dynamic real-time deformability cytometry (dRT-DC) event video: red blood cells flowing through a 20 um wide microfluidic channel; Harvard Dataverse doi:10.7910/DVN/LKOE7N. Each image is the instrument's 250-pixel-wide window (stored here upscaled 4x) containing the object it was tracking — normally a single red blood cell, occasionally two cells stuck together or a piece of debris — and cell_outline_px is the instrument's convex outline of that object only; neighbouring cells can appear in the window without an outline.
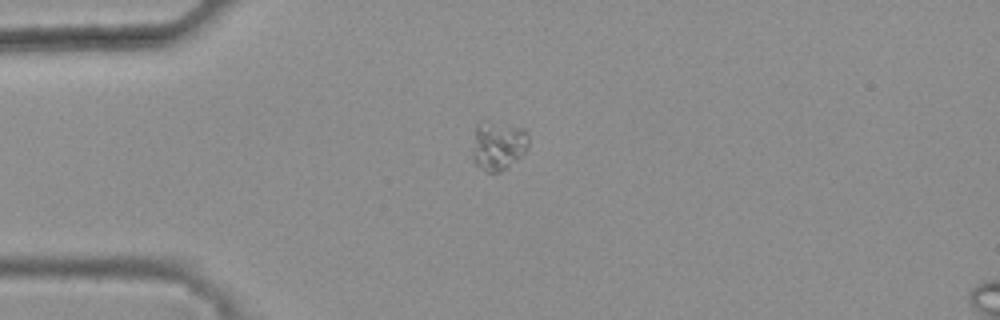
{"species": "common noctule bat (a hibernating species)", "species_latin": "Nyctalus noctula", "temperature_condition": "warm", "stored_images_in_passage": 35, "camera_frame_rate_fps": 3000, "um_per_image_px": 0.085, "animal": {"sex": "female", "body_mass_g": 25.1}, "frame": {"image": 1, "passage_image": 1, "time_ms": 0.0, "image_size_px": [1000, 320], "cell_outline_px": [[528, 148], [520, 156], [500, 172], [488, 172], [480, 168], [476, 164], [472, 156], [476, 124], [484, 120], [488, 120], [524, 128], [528, 132]], "centroid_in_image_um": [42.34, 12.33], "position_along_channel_um": 42.7, "area_um2": 16.07}}
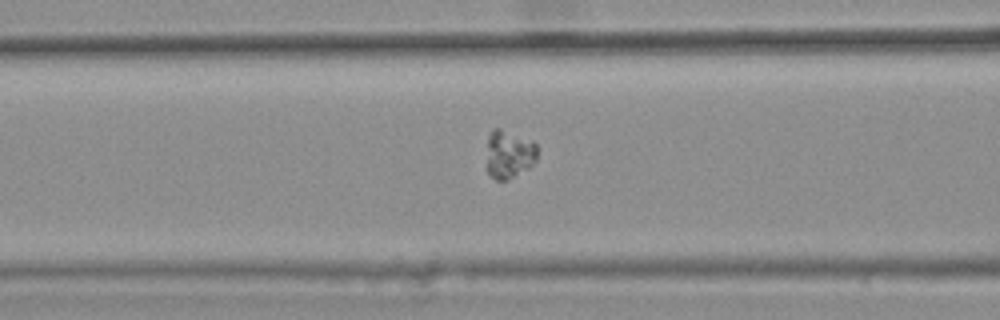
{"frame": {"image": 2, "passage_image": 9, "time_ms": 2.667, "image_size_px": [1000, 320], "cell_outline_px": [[536, 160], [528, 168], [508, 180], [496, 180], [484, 168], [488, 136], [492, 128], [500, 128], [532, 140], [536, 144]], "centroid_in_image_um": [43.2, 13.1], "position_along_channel_um": 123.4, "area_um2": 14.62}}
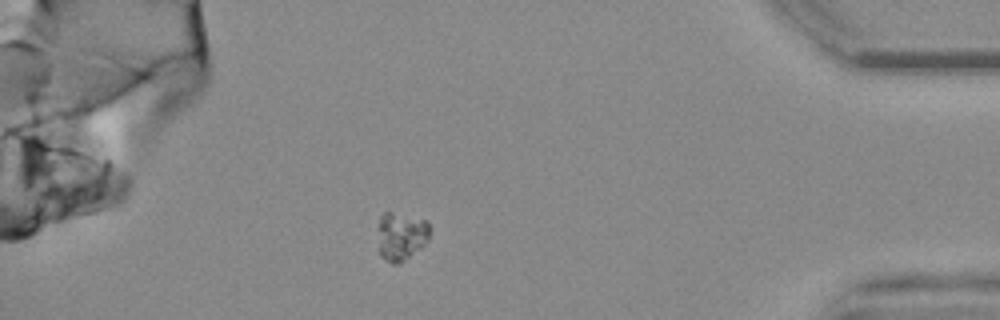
{"frame": {"image": 3, "passage_image": 34, "time_ms": 11.0, "image_size_px": [1000, 320], "cell_outline_px": [[432, 228], [428, 240], [420, 248], [400, 264], [392, 264], [384, 260], [380, 256], [380, 216], [384, 212], [392, 212], [424, 220]], "centroid_in_image_um": [34.13, 20.1], "position_along_channel_um": 401.1, "area_um2": 14.39}}